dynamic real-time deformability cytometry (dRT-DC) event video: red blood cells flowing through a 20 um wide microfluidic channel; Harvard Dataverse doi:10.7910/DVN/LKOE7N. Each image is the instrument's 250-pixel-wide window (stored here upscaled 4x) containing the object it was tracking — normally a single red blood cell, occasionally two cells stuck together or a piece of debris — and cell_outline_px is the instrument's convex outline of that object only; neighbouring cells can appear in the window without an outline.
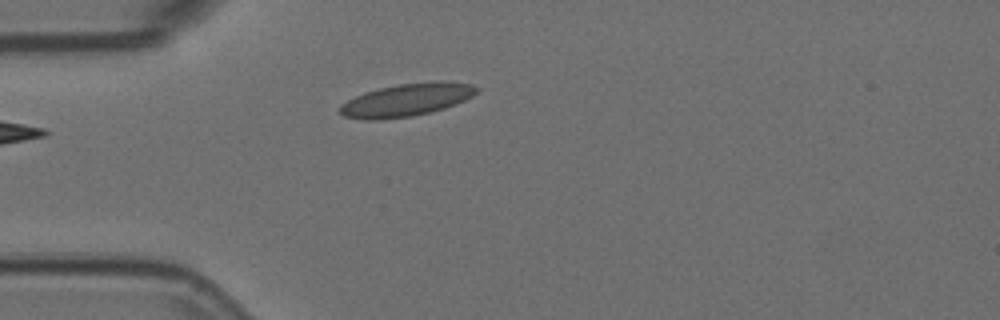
{"species": "Egyptian fruit bat (a non-hibernating species)", "species_latin": "Rousettus aegyptiacus", "temperature_condition": "room temperature", "stored_images_in_passage": 3, "camera_frame_rate_fps": 3000, "um_per_image_px": 0.085, "animal": {"sex": "female"}, "frame": {"image": 1, "passage_image": 2, "time_ms": 0.333, "image_size_px": [1000, 320], "cell_outline_px": [[480, 88], [472, 96], [456, 104], [444, 108], [412, 116], [376, 120], [364, 120], [344, 116], [340, 112], [340, 104], [364, 92], [396, 84], [472, 84]], "centroid_in_image_um": [34.45, 8.54], "position_along_channel_um": 50.5, "area_um2": 24.97}}